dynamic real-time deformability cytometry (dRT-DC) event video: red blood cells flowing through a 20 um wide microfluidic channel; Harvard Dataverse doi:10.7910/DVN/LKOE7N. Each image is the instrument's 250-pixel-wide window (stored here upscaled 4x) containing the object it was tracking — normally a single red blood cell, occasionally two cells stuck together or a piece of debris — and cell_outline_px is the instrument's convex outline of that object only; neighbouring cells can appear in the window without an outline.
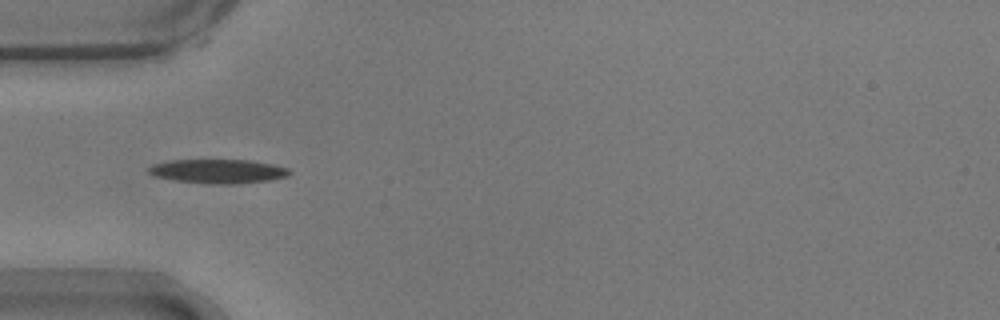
{"species": "common noctule bat (a hibernating species)", "species_latin": "Nyctalus noctula", "temperature_condition": "warm", "stored_images_in_passage": 34, "camera_frame_rate_fps": 3000, "um_per_image_px": 0.085, "animal": {"sex": "male", "body_mass_g": 17.9}, "frame": {"image": 1, "passage_image": 3, "time_ms": 0.667, "image_size_px": [1000, 320], "cell_outline_px": [[292, 172], [288, 176], [268, 180], [236, 184], [212, 184], [176, 180], [152, 176], [148, 172], [148, 168], [152, 164], [172, 160], [248, 160], [272, 164], [288, 168]], "centroid_in_image_um": [18.53, 14.56], "position_along_channel_um": 66.5, "area_um2": 19.71}}
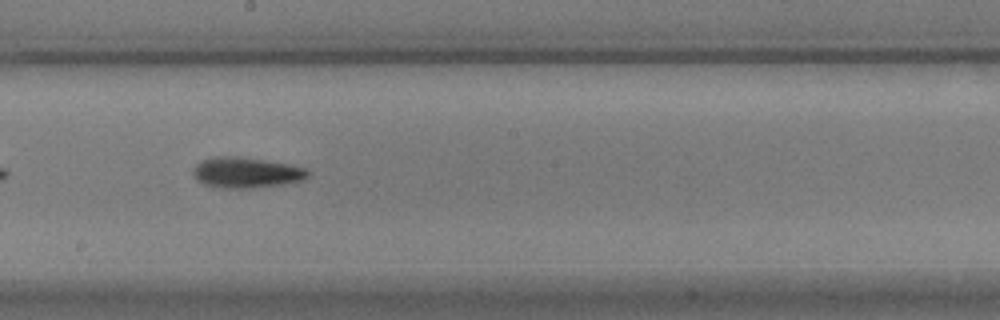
{"frame": {"image": 2, "passage_image": 16, "time_ms": 5.0, "image_size_px": [1000, 320], "cell_outline_px": [[312, 172], [304, 180], [284, 184], [248, 188], [220, 188], [204, 184], [196, 180], [192, 172], [192, 168], [196, 164], [204, 160], [216, 156], [228, 156], [260, 160], [288, 164], [308, 168]], "centroid_in_image_um": [20.94, 14.68], "position_along_channel_um": 227.3, "area_um2": 20.4}}
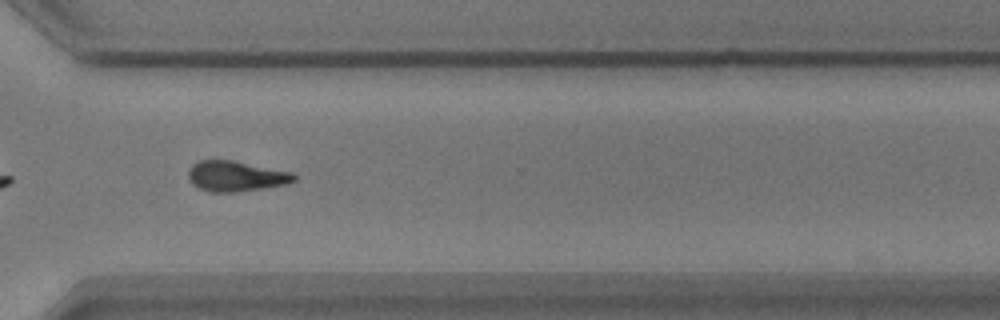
{"frame": {"image": 3, "passage_image": 26, "time_ms": 8.333, "image_size_px": [1000, 320], "cell_outline_px": [[296, 180], [288, 184], [236, 192], [208, 192], [192, 184], [188, 180], [188, 168], [192, 164], [200, 160], [232, 160], [292, 172], [296, 176]], "centroid_in_image_um": [20.02, 14.97], "position_along_channel_um": 350.6, "area_um2": 18.84}, "authors_computed_cell_mechanics": {"area_um2": 18.9295, "velocity_mm_per_s": 3.7077, "shape_relaxation_time_tau1_ms": 3.1469, "shape_relaxation_time_tau2_ms": 2.37, "deformation_change_tau1": 0.1489, "deformation_change_tau2": 0.104}}